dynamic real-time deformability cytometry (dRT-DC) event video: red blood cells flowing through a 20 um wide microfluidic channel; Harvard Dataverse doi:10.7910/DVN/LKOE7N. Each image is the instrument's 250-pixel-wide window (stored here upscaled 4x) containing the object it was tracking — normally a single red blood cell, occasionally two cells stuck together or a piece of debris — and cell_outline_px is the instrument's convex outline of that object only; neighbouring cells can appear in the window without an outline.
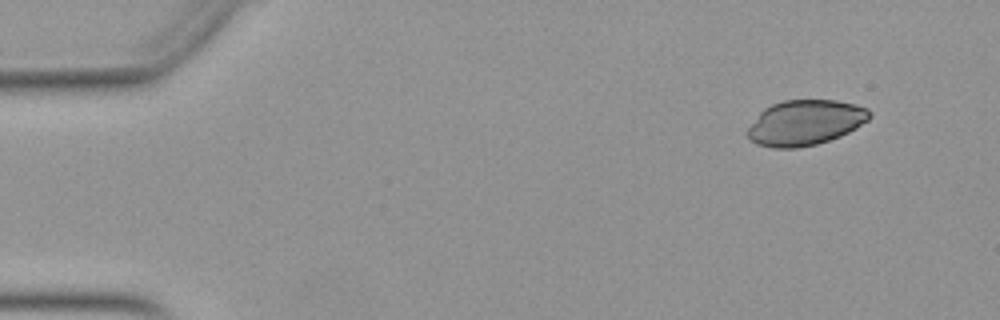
{"species": "Egyptian fruit bat (a non-hibernating species)", "species_latin": "Rousettus aegyptiacus", "temperature_condition": "warm", "stored_images_in_passage": 9, "camera_frame_rate_fps": 3000, "um_per_image_px": 0.085, "animal": {"sex": "female"}, "frame": {"image": 1, "passage_image": 1, "time_ms": 0.0, "image_size_px": [1000, 320], "cell_outline_px": [[872, 116], [868, 120], [856, 128], [840, 136], [816, 144], [796, 148], [772, 148], [756, 144], [748, 136], [748, 128], [760, 112], [764, 108], [772, 104], [784, 100], [836, 100], [856, 104], [868, 108], [872, 112]], "centroid_in_image_um": [68.47, 10.42], "position_along_channel_um": 16.5, "area_um2": 32.19}}